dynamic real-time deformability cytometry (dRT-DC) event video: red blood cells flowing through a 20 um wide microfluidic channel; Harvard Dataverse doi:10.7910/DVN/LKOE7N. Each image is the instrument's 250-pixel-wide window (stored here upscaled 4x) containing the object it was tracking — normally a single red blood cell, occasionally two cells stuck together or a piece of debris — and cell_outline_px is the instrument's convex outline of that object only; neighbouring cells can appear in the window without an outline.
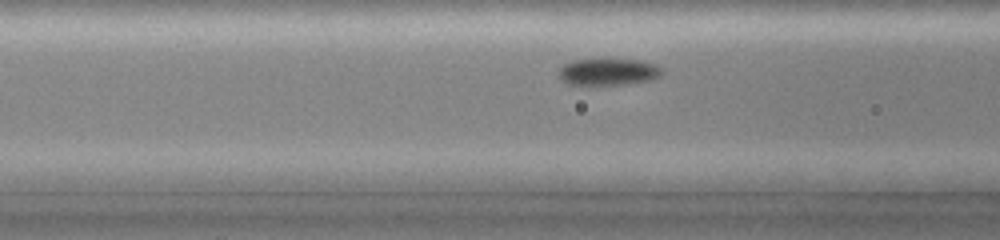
{"species": "common noctule bat (a hibernating species)", "species_latin": "Nyctalus noctula", "temperature_condition": "cold", "stored_images_in_passage": 26, "camera_frame_rate_fps": 3000, "um_per_image_px": 0.085, "animal": {"sex": "female", "body_mass_g": 19.0, "forearm_length_mm": 51.5}, "frame": {"image": 1, "passage_image": 8, "time_ms": 2.333, "image_size_px": [1000, 240], "cell_outline_px": [[660, 76], [652, 80], [624, 84], [592, 88], [588, 88], [568, 84], [560, 80], [560, 68], [564, 64], [576, 60], [636, 60], [656, 64], [660, 68]], "centroid_in_image_um": [51.63, 6.18], "position_along_channel_um": 115.0, "area_um2": 16.53}}
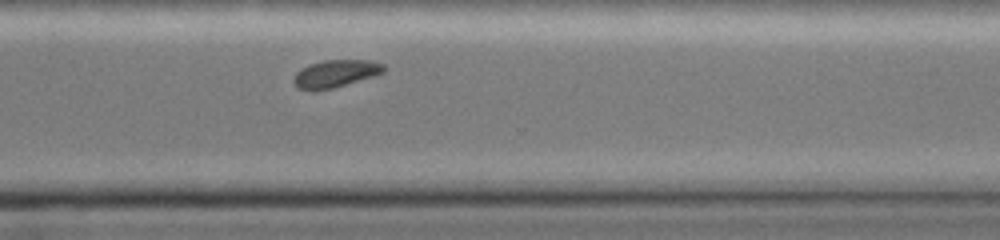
{"frame": {"image": 2, "passage_image": 25, "time_ms": 8.0, "image_size_px": [1000, 240], "cell_outline_px": [[384, 72], [376, 76], [332, 88], [316, 92], [312, 92], [296, 88], [292, 80], [296, 72], [300, 68], [308, 64], [324, 60], [368, 60], [384, 64]], "centroid_in_image_um": [28.46, 6.28], "position_along_channel_um": 342.1, "area_um2": 14.8}}